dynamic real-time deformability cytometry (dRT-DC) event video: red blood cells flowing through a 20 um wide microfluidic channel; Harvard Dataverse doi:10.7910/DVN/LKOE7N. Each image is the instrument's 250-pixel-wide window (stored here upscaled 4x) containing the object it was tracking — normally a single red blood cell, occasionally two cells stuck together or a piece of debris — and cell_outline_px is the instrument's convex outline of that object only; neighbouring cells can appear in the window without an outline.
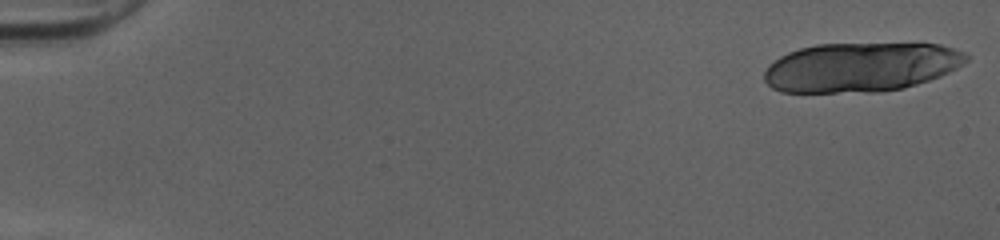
{"species": "human", "species_latin": "Homo sapiens", "temperature_condition": "cold", "stored_images_in_passage": 19, "camera_frame_rate_fps": 3000, "um_per_image_px": 0.085, "donor": {"sex": "female"}, "frame": {"image": 1, "passage_image": 1, "time_ms": 0.0, "image_size_px": [1000, 240], "cell_outline_px": [[968, 60], [956, 68], [940, 76], [904, 88], [880, 92], [780, 92], [772, 88], [764, 80], [764, 72], [768, 64], [780, 56], [788, 52], [800, 48], [816, 44], [940, 44], [964, 52], [968, 56]], "centroid_in_image_um": [73.13, 5.71], "position_along_channel_um": 11.9, "area_um2": 58.09}}